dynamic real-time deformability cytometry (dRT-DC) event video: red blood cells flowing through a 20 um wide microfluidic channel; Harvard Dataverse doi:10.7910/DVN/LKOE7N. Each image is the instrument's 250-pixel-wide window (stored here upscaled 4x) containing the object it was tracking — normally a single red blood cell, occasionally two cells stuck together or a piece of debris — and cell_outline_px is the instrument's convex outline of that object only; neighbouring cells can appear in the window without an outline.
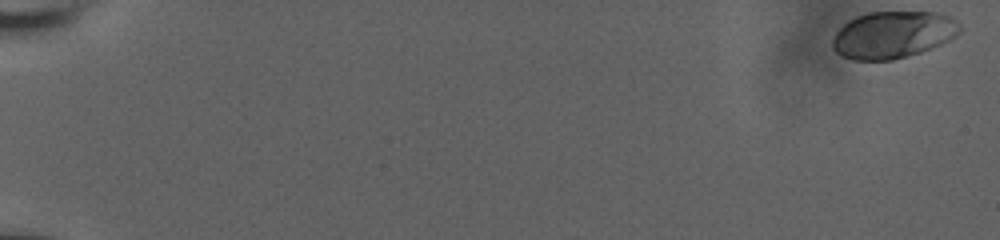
{"species": "human", "species_latin": "Homo sapiens", "temperature_condition": "room temperature", "stored_images_in_passage": 57, "camera_frame_rate_fps": 3000, "um_per_image_px": 0.085, "donor": {"sex": "male"}, "frame": {"image": 1, "passage_image": 1, "time_ms": 0.0, "image_size_px": [1000, 240], "cell_outline_px": [[964, 28], [956, 36], [932, 48], [908, 56], [892, 60], [852, 60], [840, 56], [832, 48], [832, 40], [836, 32], [848, 20], [856, 16], [868, 12], [936, 12], [952, 16]], "centroid_in_image_um": [75.91, 2.95], "position_along_channel_um": 9.1, "area_um2": 35.26}}
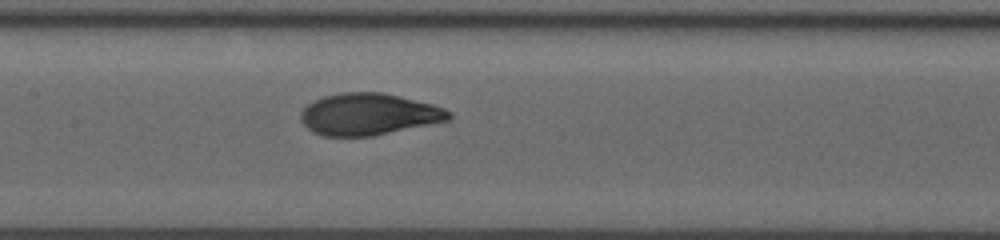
{"frame": {"image": 2, "passage_image": 31, "time_ms": 10.0, "image_size_px": [1000, 240], "cell_outline_px": [[452, 116], [448, 120], [372, 136], [324, 136], [312, 132], [300, 120], [300, 112], [312, 100], [324, 96], [340, 92], [384, 92], [432, 104], [444, 108], [452, 112]], "centroid_in_image_um": [31.3, 9.7], "position_along_channel_um": 176.1, "area_um2": 36.07}}
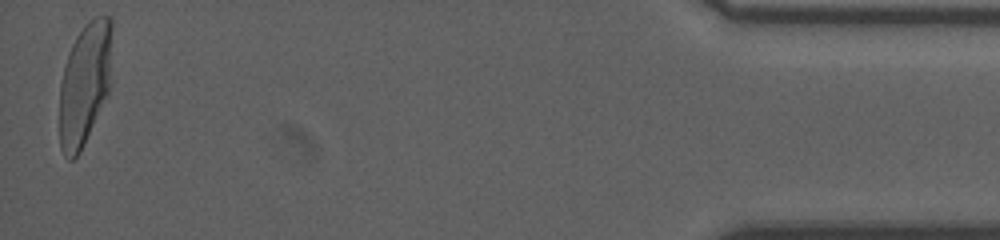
{"frame": {"image": 3, "passage_image": 57, "time_ms": 18.667, "image_size_px": [1000, 240], "cell_outline_px": [[112, 28], [108, 96], [80, 152], [72, 160], [68, 160], [64, 156], [60, 148], [60, 84], [68, 52], [76, 36], [84, 24], [92, 16], [108, 16], [112, 20]], "centroid_in_image_um": [7.2, 7.12], "position_along_channel_um": 428.0, "area_um2": 37.74}, "authors_computed_cell_mechanics": {"area_um2": 35.6626, "velocity_mm_per_s": 3.8153, "shape_relaxation_time_tau1_ms": 4.0984, "shape_relaxation_time_tau2_ms": null, "deformation_change_tau1": 0.1812, "deformation_change_tau2": null}}